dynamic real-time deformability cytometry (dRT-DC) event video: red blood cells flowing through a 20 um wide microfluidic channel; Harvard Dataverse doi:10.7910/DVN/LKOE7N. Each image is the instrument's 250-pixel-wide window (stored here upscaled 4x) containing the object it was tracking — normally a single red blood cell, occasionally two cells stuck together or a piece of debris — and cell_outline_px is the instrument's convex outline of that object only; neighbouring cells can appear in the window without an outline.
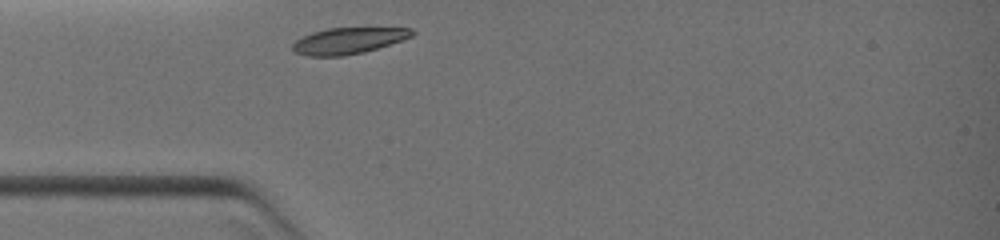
{"species": "common noctule bat (a hibernating species)", "species_latin": "Nyctalus noctula", "temperature_condition": "warm", "stored_images_in_passage": 4, "camera_frame_rate_fps": 3000, "um_per_image_px": 0.085, "animal": {"sex": "female", "body_mass_g": 19.0, "forearm_length_mm": 51.5}, "frame": {"image": 1, "passage_image": 1, "time_ms": 0.0, "image_size_px": [1000, 240], "cell_outline_px": [[416, 32], [412, 36], [364, 52], [344, 56], [308, 56], [292, 52], [292, 44], [296, 40], [312, 32], [328, 28], [412, 28]], "centroid_in_image_um": [29.56, 3.46], "position_along_channel_um": 55.4, "area_um2": 18.15}}
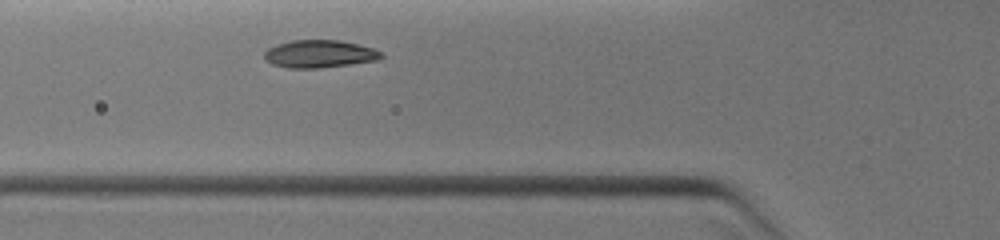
{"frame": {"image": 2, "passage_image": 4, "time_ms": 1.0, "image_size_px": [1000, 240], "cell_outline_px": [[384, 56], [376, 60], [320, 68], [288, 68], [272, 64], [264, 60], [264, 52], [268, 48], [276, 44], [292, 40], [340, 40], [372, 48], [380, 52]], "centroid_in_image_um": [27.09, 4.58], "position_along_channel_um": 98.7, "area_um2": 18.73}}